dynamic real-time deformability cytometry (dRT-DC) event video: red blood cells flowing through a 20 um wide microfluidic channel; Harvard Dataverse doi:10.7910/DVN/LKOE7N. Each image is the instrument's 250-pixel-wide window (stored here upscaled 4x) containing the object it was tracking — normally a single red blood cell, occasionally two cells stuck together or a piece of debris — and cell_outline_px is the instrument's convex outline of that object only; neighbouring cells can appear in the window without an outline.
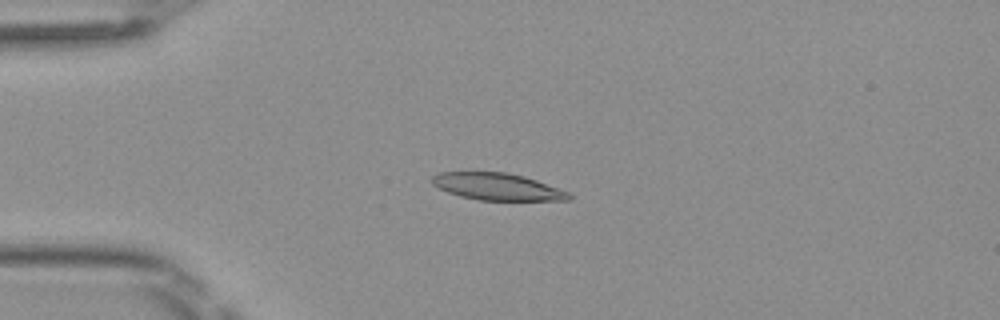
{"species": "Egyptian fruit bat (a non-hibernating species)", "species_latin": "Rousettus aegyptiacus", "temperature_condition": "room temperature", "stored_images_in_passage": 49, "camera_frame_rate_fps": 3000, "um_per_image_px": 0.085, "frame": {"image": 1, "passage_image": 12, "time_ms": 3.667, "image_size_px": [1000, 320], "cell_outline_px": [[572, 200], [480, 200], [460, 196], [448, 192], [432, 184], [432, 176], [440, 172], [508, 172], [524, 176], [536, 180], [568, 192], [572, 196]], "centroid_in_image_um": [42.27, 15.86], "position_along_channel_um": 42.7, "area_um2": 21.39}}
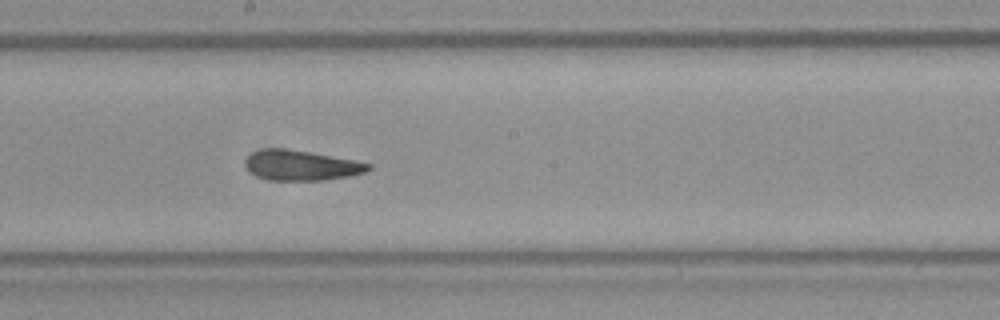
{"frame": {"image": 2, "passage_image": 27, "time_ms": 8.667, "image_size_px": [1000, 320], "cell_outline_px": [[372, 168], [364, 172], [348, 176], [324, 180], [268, 180], [256, 176], [244, 164], [244, 160], [252, 152], [264, 148], [284, 148], [308, 152], [352, 160], [372, 164]], "centroid_in_image_um": [25.56, 14.05], "position_along_channel_um": 222.6, "area_um2": 21.39}}
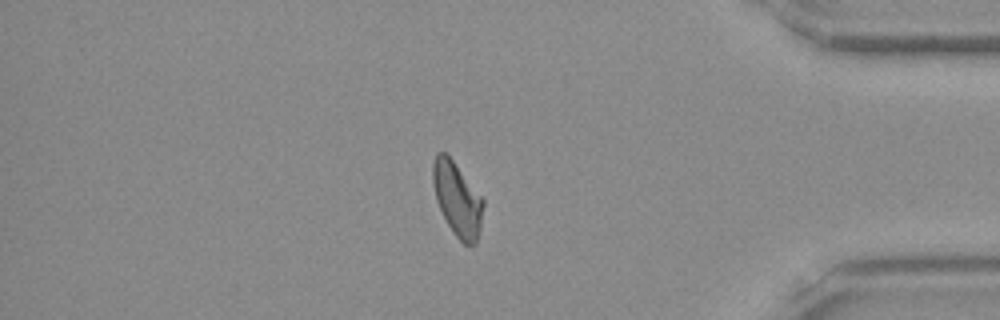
{"frame": {"image": 3, "passage_image": 42, "time_ms": 13.667, "image_size_px": [1000, 320], "cell_outline_px": [[484, 204], [480, 228], [476, 244], [464, 244], [452, 232], [436, 200], [432, 184], [432, 164], [436, 152], [444, 152], [452, 160], [484, 200]], "centroid_in_image_um": [38.85, 16.93], "position_along_channel_um": 396.3, "area_um2": 21.39}, "authors_computed_cell_mechanics": {"area_um2": 21.7328, "velocity_mm_per_s": 4.0835, "shape_relaxation_time_tau1_ms": 8.6483, "shape_relaxation_time_tau2_ms": 2.3157, "deformation_change_tau1": 0.1895, "deformation_change_tau2": 0.0932}}